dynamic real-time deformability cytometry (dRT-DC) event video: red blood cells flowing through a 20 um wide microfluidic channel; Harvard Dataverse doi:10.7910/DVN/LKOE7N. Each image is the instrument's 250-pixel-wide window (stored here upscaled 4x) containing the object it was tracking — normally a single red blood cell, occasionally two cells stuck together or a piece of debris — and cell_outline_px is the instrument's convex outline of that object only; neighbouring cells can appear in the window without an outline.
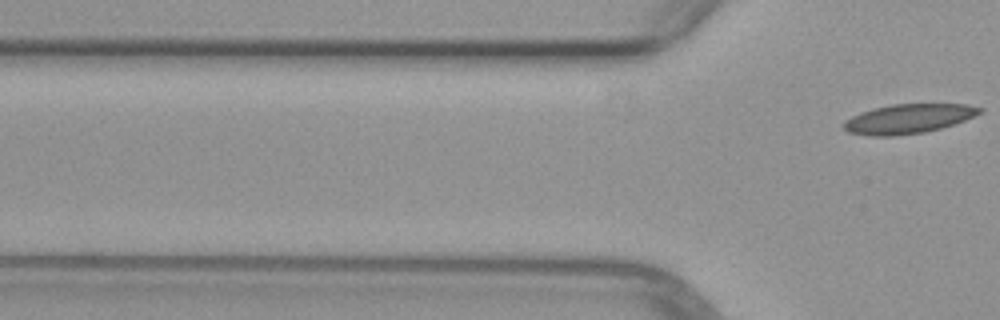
{"species": "common noctule bat (a hibernating species)", "species_latin": "Nyctalus noctula", "temperature_condition": "warm", "stored_images_in_passage": 6, "segment_of_instrument_passage": [2, 2], "camera_frame_rate_fps": 3000, "um_per_image_px": 0.085, "animal": {"sex": "female", "body_mass_g": 29.2, "forearm_length_mm": 56.3}, "frame": {"image": 1, "passage_image": 6, "time_ms": 6.667, "image_size_px": [1000, 320], "cell_outline_px": [[984, 108], [980, 112], [964, 120], [940, 128], [924, 132], [892, 136], [868, 136], [848, 132], [844, 128], [844, 120], [860, 112], [872, 108], [892, 104], [968, 104]], "centroid_in_image_um": [77.16, 10.09], "position_along_channel_um": 48.6, "area_um2": 23.18}}